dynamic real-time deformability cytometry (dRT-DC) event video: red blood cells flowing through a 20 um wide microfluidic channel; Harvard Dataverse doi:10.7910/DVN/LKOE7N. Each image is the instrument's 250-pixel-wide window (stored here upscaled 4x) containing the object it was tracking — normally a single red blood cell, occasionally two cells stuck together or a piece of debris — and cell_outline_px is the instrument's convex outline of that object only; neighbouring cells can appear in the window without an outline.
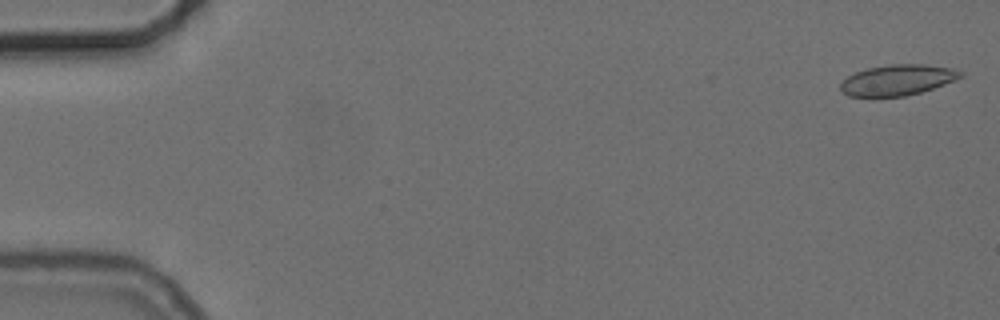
{"species": "common noctule bat (a hibernating species)", "species_latin": "Nyctalus noctula", "temperature_condition": "cold", "stored_images_in_passage": 15, "camera_frame_rate_fps": 3000, "um_per_image_px": 0.085, "animal": {"sex": "female", "body_mass_g": 24.6, "forearm_length_mm": 56.2}, "frame": {"image": 1, "passage_image": 1, "time_ms": 0.0, "image_size_px": [1000, 320], "cell_outline_px": [[964, 76], [956, 80], [920, 92], [904, 96], [848, 96], [840, 92], [840, 84], [848, 76], [856, 72], [868, 68], [888, 64], [924, 64], [952, 68], [964, 72]], "centroid_in_image_um": [76.3, 6.79], "position_along_channel_um": 8.7, "area_um2": 21.44}}
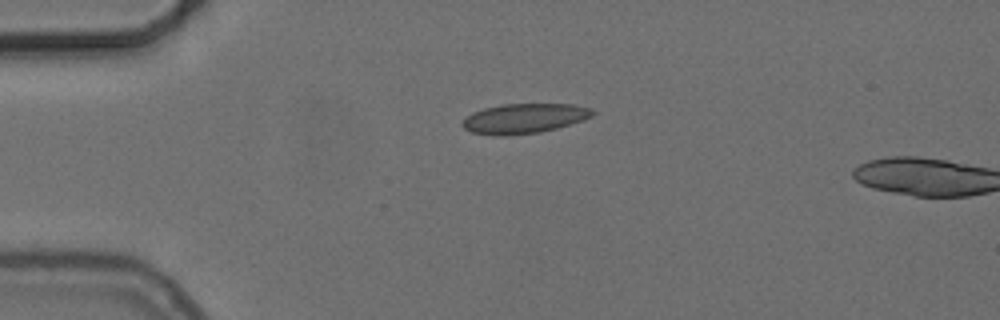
{"frame": {"image": 2, "passage_image": 13, "time_ms": 4.0, "image_size_px": [1000, 320], "cell_outline_px": [[596, 112], [592, 116], [584, 120], [556, 128], [540, 132], [508, 136], [492, 136], [472, 132], [464, 128], [460, 124], [472, 112], [484, 108], [504, 104], [572, 104], [592, 108]], "centroid_in_image_um": [44.56, 10.07], "position_along_channel_um": 40.4, "area_um2": 22.77}}